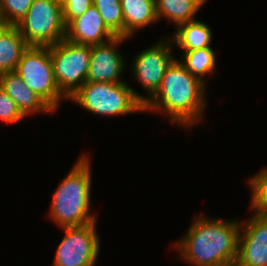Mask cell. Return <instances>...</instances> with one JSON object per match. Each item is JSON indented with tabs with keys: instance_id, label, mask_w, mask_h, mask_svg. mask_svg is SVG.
Segmentation results:
<instances>
[{
	"instance_id": "cell-1",
	"label": "cell",
	"mask_w": 267,
	"mask_h": 266,
	"mask_svg": "<svg viewBox=\"0 0 267 266\" xmlns=\"http://www.w3.org/2000/svg\"><path fill=\"white\" fill-rule=\"evenodd\" d=\"M207 88L175 58L167 67L157 92L143 105L144 114L162 115L170 124L190 132L207 118Z\"/></svg>"
},
{
	"instance_id": "cell-2",
	"label": "cell",
	"mask_w": 267,
	"mask_h": 266,
	"mask_svg": "<svg viewBox=\"0 0 267 266\" xmlns=\"http://www.w3.org/2000/svg\"><path fill=\"white\" fill-rule=\"evenodd\" d=\"M241 220L193 216L180 239L171 243L179 259L190 266H234L237 260Z\"/></svg>"
},
{
	"instance_id": "cell-3",
	"label": "cell",
	"mask_w": 267,
	"mask_h": 266,
	"mask_svg": "<svg viewBox=\"0 0 267 266\" xmlns=\"http://www.w3.org/2000/svg\"><path fill=\"white\" fill-rule=\"evenodd\" d=\"M92 157L83 152L52 193L47 217L56 227H78L98 221L92 206Z\"/></svg>"
},
{
	"instance_id": "cell-4",
	"label": "cell",
	"mask_w": 267,
	"mask_h": 266,
	"mask_svg": "<svg viewBox=\"0 0 267 266\" xmlns=\"http://www.w3.org/2000/svg\"><path fill=\"white\" fill-rule=\"evenodd\" d=\"M129 82H85L68 99L90 114L99 117H118L144 113V93Z\"/></svg>"
},
{
	"instance_id": "cell-5",
	"label": "cell",
	"mask_w": 267,
	"mask_h": 266,
	"mask_svg": "<svg viewBox=\"0 0 267 266\" xmlns=\"http://www.w3.org/2000/svg\"><path fill=\"white\" fill-rule=\"evenodd\" d=\"M14 72L55 113L60 110L63 100L68 101L54 79L49 46H29L23 52Z\"/></svg>"
},
{
	"instance_id": "cell-6",
	"label": "cell",
	"mask_w": 267,
	"mask_h": 266,
	"mask_svg": "<svg viewBox=\"0 0 267 266\" xmlns=\"http://www.w3.org/2000/svg\"><path fill=\"white\" fill-rule=\"evenodd\" d=\"M16 27L29 46L54 45L66 36L61 0H33Z\"/></svg>"
},
{
	"instance_id": "cell-7",
	"label": "cell",
	"mask_w": 267,
	"mask_h": 266,
	"mask_svg": "<svg viewBox=\"0 0 267 266\" xmlns=\"http://www.w3.org/2000/svg\"><path fill=\"white\" fill-rule=\"evenodd\" d=\"M49 50L57 87L70 99L87 80L91 46L73 43L64 38L50 45Z\"/></svg>"
},
{
	"instance_id": "cell-8",
	"label": "cell",
	"mask_w": 267,
	"mask_h": 266,
	"mask_svg": "<svg viewBox=\"0 0 267 266\" xmlns=\"http://www.w3.org/2000/svg\"><path fill=\"white\" fill-rule=\"evenodd\" d=\"M175 52L171 38L163 35L131 57L130 77L143 88L144 104L159 89L167 67L176 58Z\"/></svg>"
},
{
	"instance_id": "cell-9",
	"label": "cell",
	"mask_w": 267,
	"mask_h": 266,
	"mask_svg": "<svg viewBox=\"0 0 267 266\" xmlns=\"http://www.w3.org/2000/svg\"><path fill=\"white\" fill-rule=\"evenodd\" d=\"M97 223L60 228L64 236L55 249L51 266H96L102 246Z\"/></svg>"
},
{
	"instance_id": "cell-10",
	"label": "cell",
	"mask_w": 267,
	"mask_h": 266,
	"mask_svg": "<svg viewBox=\"0 0 267 266\" xmlns=\"http://www.w3.org/2000/svg\"><path fill=\"white\" fill-rule=\"evenodd\" d=\"M130 38L115 36L110 41L91 46L90 65L86 82H129L124 81L126 56L119 50ZM124 54V55H123ZM125 56V57H124ZM123 77V78H122Z\"/></svg>"
},
{
	"instance_id": "cell-11",
	"label": "cell",
	"mask_w": 267,
	"mask_h": 266,
	"mask_svg": "<svg viewBox=\"0 0 267 266\" xmlns=\"http://www.w3.org/2000/svg\"><path fill=\"white\" fill-rule=\"evenodd\" d=\"M249 208L252 215L240 222L238 253L234 266H267V218L250 206Z\"/></svg>"
},
{
	"instance_id": "cell-12",
	"label": "cell",
	"mask_w": 267,
	"mask_h": 266,
	"mask_svg": "<svg viewBox=\"0 0 267 266\" xmlns=\"http://www.w3.org/2000/svg\"><path fill=\"white\" fill-rule=\"evenodd\" d=\"M115 35L104 24L98 9L92 5L81 16L66 25L65 39L77 44L95 46L103 44Z\"/></svg>"
},
{
	"instance_id": "cell-13",
	"label": "cell",
	"mask_w": 267,
	"mask_h": 266,
	"mask_svg": "<svg viewBox=\"0 0 267 266\" xmlns=\"http://www.w3.org/2000/svg\"><path fill=\"white\" fill-rule=\"evenodd\" d=\"M0 88L15 101L18 109L26 118L35 114H55L35 92L25 85L14 71L0 75Z\"/></svg>"
},
{
	"instance_id": "cell-14",
	"label": "cell",
	"mask_w": 267,
	"mask_h": 266,
	"mask_svg": "<svg viewBox=\"0 0 267 266\" xmlns=\"http://www.w3.org/2000/svg\"><path fill=\"white\" fill-rule=\"evenodd\" d=\"M124 37L133 39L140 30L157 25L155 0H120Z\"/></svg>"
},
{
	"instance_id": "cell-15",
	"label": "cell",
	"mask_w": 267,
	"mask_h": 266,
	"mask_svg": "<svg viewBox=\"0 0 267 266\" xmlns=\"http://www.w3.org/2000/svg\"><path fill=\"white\" fill-rule=\"evenodd\" d=\"M168 36L171 38L174 49L178 51H191L212 47V27L207 22L195 19L178 25Z\"/></svg>"
},
{
	"instance_id": "cell-16",
	"label": "cell",
	"mask_w": 267,
	"mask_h": 266,
	"mask_svg": "<svg viewBox=\"0 0 267 266\" xmlns=\"http://www.w3.org/2000/svg\"><path fill=\"white\" fill-rule=\"evenodd\" d=\"M204 0H155L158 22L169 20L175 29L178 25L193 21L203 8Z\"/></svg>"
},
{
	"instance_id": "cell-17",
	"label": "cell",
	"mask_w": 267,
	"mask_h": 266,
	"mask_svg": "<svg viewBox=\"0 0 267 266\" xmlns=\"http://www.w3.org/2000/svg\"><path fill=\"white\" fill-rule=\"evenodd\" d=\"M28 47L16 26L4 25L0 29V75L14 71Z\"/></svg>"
},
{
	"instance_id": "cell-18",
	"label": "cell",
	"mask_w": 267,
	"mask_h": 266,
	"mask_svg": "<svg viewBox=\"0 0 267 266\" xmlns=\"http://www.w3.org/2000/svg\"><path fill=\"white\" fill-rule=\"evenodd\" d=\"M216 55L213 47H207L198 50L181 51L180 57L176 58L191 75L199 78L209 86L210 78L212 77L213 79L217 71Z\"/></svg>"
},
{
	"instance_id": "cell-19",
	"label": "cell",
	"mask_w": 267,
	"mask_h": 266,
	"mask_svg": "<svg viewBox=\"0 0 267 266\" xmlns=\"http://www.w3.org/2000/svg\"><path fill=\"white\" fill-rule=\"evenodd\" d=\"M249 190L251 189L249 206L258 214L267 218V167L262 168L246 179Z\"/></svg>"
},
{
	"instance_id": "cell-20",
	"label": "cell",
	"mask_w": 267,
	"mask_h": 266,
	"mask_svg": "<svg viewBox=\"0 0 267 266\" xmlns=\"http://www.w3.org/2000/svg\"><path fill=\"white\" fill-rule=\"evenodd\" d=\"M104 24L115 36L124 37V19L120 0H93Z\"/></svg>"
},
{
	"instance_id": "cell-21",
	"label": "cell",
	"mask_w": 267,
	"mask_h": 266,
	"mask_svg": "<svg viewBox=\"0 0 267 266\" xmlns=\"http://www.w3.org/2000/svg\"><path fill=\"white\" fill-rule=\"evenodd\" d=\"M33 0H0V16L4 25L16 26L27 15Z\"/></svg>"
},
{
	"instance_id": "cell-22",
	"label": "cell",
	"mask_w": 267,
	"mask_h": 266,
	"mask_svg": "<svg viewBox=\"0 0 267 266\" xmlns=\"http://www.w3.org/2000/svg\"><path fill=\"white\" fill-rule=\"evenodd\" d=\"M25 119L27 118L20 112L15 101L0 88V122L9 125Z\"/></svg>"
},
{
	"instance_id": "cell-23",
	"label": "cell",
	"mask_w": 267,
	"mask_h": 266,
	"mask_svg": "<svg viewBox=\"0 0 267 266\" xmlns=\"http://www.w3.org/2000/svg\"><path fill=\"white\" fill-rule=\"evenodd\" d=\"M61 2L66 25L72 19L83 15L93 5V0H62Z\"/></svg>"
},
{
	"instance_id": "cell-24",
	"label": "cell",
	"mask_w": 267,
	"mask_h": 266,
	"mask_svg": "<svg viewBox=\"0 0 267 266\" xmlns=\"http://www.w3.org/2000/svg\"><path fill=\"white\" fill-rule=\"evenodd\" d=\"M4 26L2 20H1V16H0V29Z\"/></svg>"
}]
</instances>
